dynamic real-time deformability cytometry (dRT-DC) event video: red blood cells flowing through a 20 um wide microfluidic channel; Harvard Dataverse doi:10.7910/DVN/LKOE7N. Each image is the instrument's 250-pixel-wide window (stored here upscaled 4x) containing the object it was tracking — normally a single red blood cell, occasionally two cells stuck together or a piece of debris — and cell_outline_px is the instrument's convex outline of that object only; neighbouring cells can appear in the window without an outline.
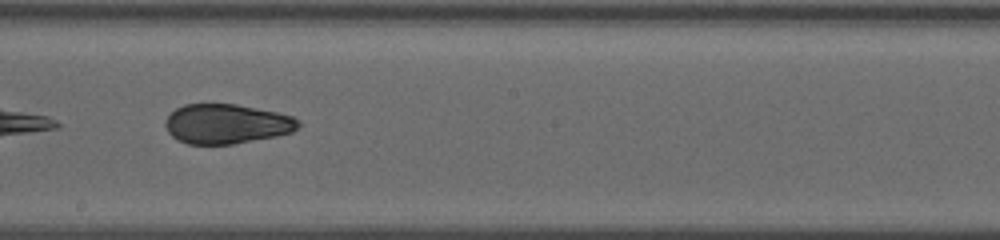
{"species": "human", "species_latin": "Homo sapiens", "temperature_condition": "warm", "stored_images_in_passage": 37, "camera_frame_rate_fps": 3000, "um_per_image_px": 0.085, "donor": {"sex": "female"}, "frame": {"image": 1, "passage_image": 16, "time_ms": 5.667, "image_size_px": [1000, 240], "cell_outline_px": [[300, 124], [292, 132], [276, 136], [232, 144], [188, 144], [172, 136], [168, 132], [164, 124], [164, 120], [176, 108], [184, 104], [236, 104], [276, 112], [292, 116], [300, 120]], "centroid_in_image_um": [19.25, 10.52], "position_along_channel_um": 229.0, "area_um2": 30.63}}